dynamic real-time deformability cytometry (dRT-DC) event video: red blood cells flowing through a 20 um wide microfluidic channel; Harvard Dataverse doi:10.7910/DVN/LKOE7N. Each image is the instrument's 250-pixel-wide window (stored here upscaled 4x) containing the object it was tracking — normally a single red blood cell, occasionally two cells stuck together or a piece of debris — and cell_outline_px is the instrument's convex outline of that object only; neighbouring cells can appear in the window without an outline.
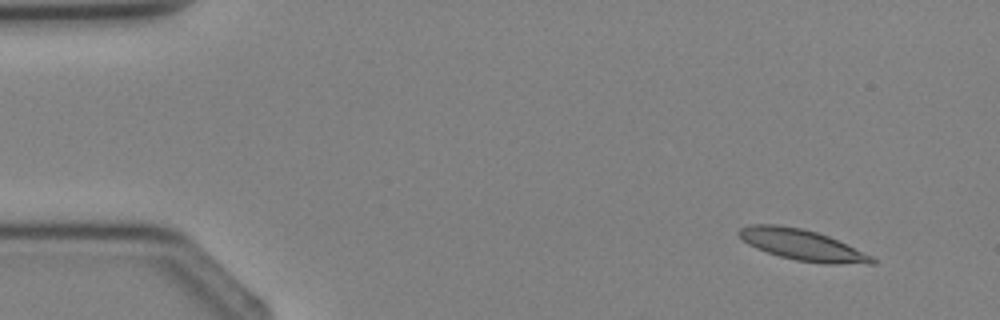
{"species": "Egyptian fruit bat (a non-hibernating species)", "species_latin": "Rousettus aegyptiacus", "temperature_condition": "cold", "stored_images_in_passage": 4, "camera_frame_rate_fps": 3000, "um_per_image_px": 0.085, "animal": {"sex": "female"}, "frame": {"image": 1, "passage_image": 1, "time_ms": 0.0, "image_size_px": [1000, 320], "cell_outline_px": [[876, 264], [824, 264], [796, 260], [780, 256], [756, 248], [748, 244], [736, 232], [740, 228], [748, 224], [776, 224], [800, 228], [816, 232], [828, 236], [872, 256], [876, 260]], "centroid_in_image_um": [68.18, 20.82], "position_along_channel_um": 16.8, "area_um2": 23.81}}